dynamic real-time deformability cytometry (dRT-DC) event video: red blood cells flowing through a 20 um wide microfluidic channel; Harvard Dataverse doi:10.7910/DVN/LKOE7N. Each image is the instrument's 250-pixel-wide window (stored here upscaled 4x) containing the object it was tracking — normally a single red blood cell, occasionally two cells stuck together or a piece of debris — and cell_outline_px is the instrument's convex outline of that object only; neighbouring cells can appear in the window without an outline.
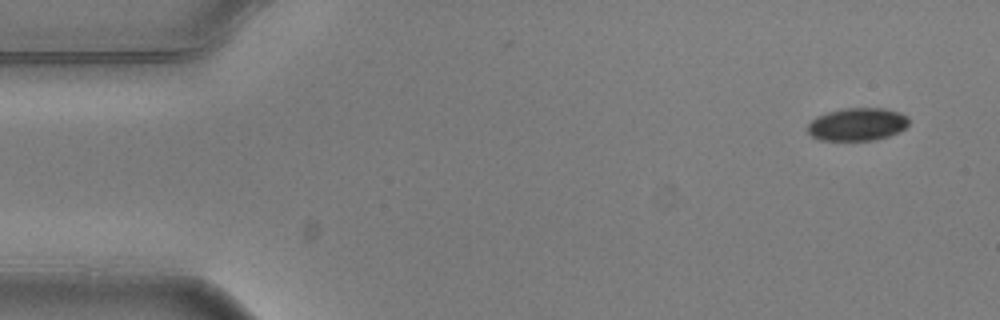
{"species": "common noctule bat (a hibernating species)", "species_latin": "Nyctalus noctula", "temperature_condition": "warm", "stored_images_in_passage": 5, "camera_frame_rate_fps": 3000, "um_per_image_px": 0.085, "animal": {"sex": "male", "body_mass_g": 20.5, "forearm_length_mm": 52.5}, "frame": {"image": 1, "passage_image": 1, "time_ms": 0.0, "image_size_px": [1000, 320], "cell_outline_px": [[908, 124], [900, 132], [888, 136], [872, 140], [820, 140], [812, 136], [808, 132], [808, 124], [816, 116], [828, 112], [844, 108], [884, 108], [900, 112], [908, 116]], "centroid_in_image_um": [72.88, 10.56], "position_along_channel_um": 12.1, "area_um2": 19.36}}
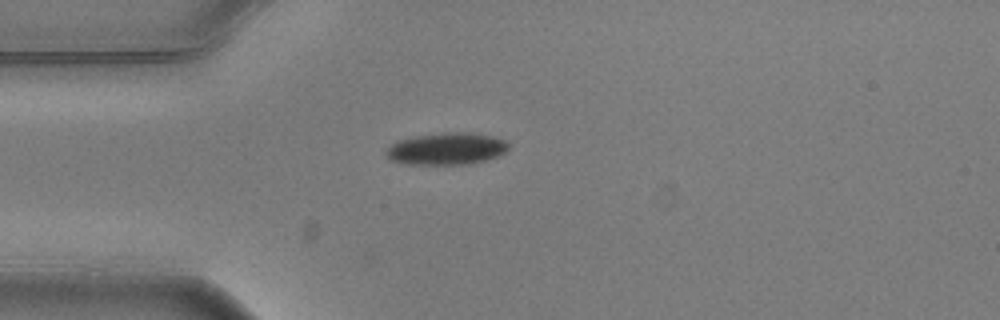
{"frame": {"image": 2, "passage_image": 4, "time_ms": 1.0, "image_size_px": [1000, 320], "cell_outline_px": [[508, 148], [504, 152], [496, 156], [484, 160], [464, 164], [404, 164], [388, 160], [384, 152], [396, 140], [416, 136], [444, 132], [476, 132], [492, 136], [504, 140], [508, 144]], "centroid_in_image_um": [37.9, 12.63], "position_along_channel_um": 47.1, "area_um2": 22.89}}